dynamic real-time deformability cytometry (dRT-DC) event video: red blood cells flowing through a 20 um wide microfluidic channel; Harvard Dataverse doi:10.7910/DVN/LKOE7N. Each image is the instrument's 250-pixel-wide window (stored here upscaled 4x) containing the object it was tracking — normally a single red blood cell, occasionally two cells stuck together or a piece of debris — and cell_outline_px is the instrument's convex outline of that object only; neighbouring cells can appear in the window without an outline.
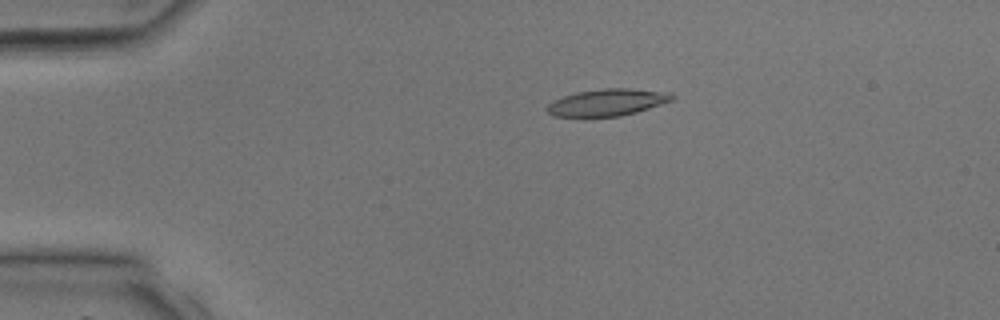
{"species": "common noctule bat (a hibernating species)", "species_latin": "Nyctalus noctula", "temperature_condition": "room temperature", "stored_images_in_passage": 2, "camera_frame_rate_fps": 3000, "um_per_image_px": 0.085, "animal": {"sex": "male", "body_mass_g": 17.9, "forearm_length_mm": 54.2}, "frame": {"image": 1, "passage_image": 1, "time_ms": 0.0, "image_size_px": [1000, 320], "cell_outline_px": [[676, 96], [672, 100], [636, 112], [620, 116], [584, 120], [552, 116], [544, 108], [552, 100], [576, 92], [604, 88], [628, 88], [672, 92]], "centroid_in_image_um": [51.53, 8.75], "position_along_channel_um": 33.5, "area_um2": 20.58}}